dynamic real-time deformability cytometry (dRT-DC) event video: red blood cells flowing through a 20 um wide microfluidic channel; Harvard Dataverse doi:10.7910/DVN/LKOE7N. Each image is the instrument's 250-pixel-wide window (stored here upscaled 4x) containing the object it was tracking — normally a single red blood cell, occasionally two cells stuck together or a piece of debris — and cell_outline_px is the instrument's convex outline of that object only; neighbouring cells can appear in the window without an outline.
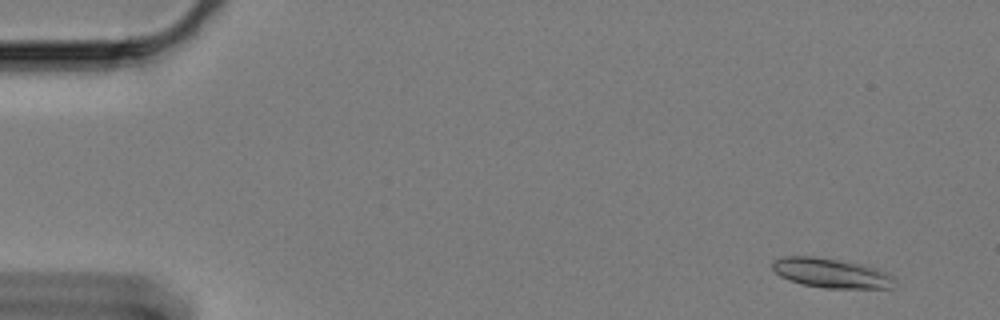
{"species": "Egyptian fruit bat (a non-hibernating species)", "species_latin": "Rousettus aegyptiacus", "temperature_condition": "cold", "stored_images_in_passage": 60, "camera_frame_rate_fps": 3000, "um_per_image_px": 0.085, "animal": {"sex": "female"}, "frame": {"image": 1, "passage_image": 4, "time_ms": 1.0, "image_size_px": [1000, 320], "cell_outline_px": [[896, 280], [892, 288], [824, 288], [804, 284], [788, 280], [780, 276], [772, 268], [772, 264], [776, 260], [784, 256], [812, 256], [860, 264], [876, 268], [892, 276]], "centroid_in_image_um": [70.65, 23.22], "position_along_channel_um": 14.4, "area_um2": 20.75}}
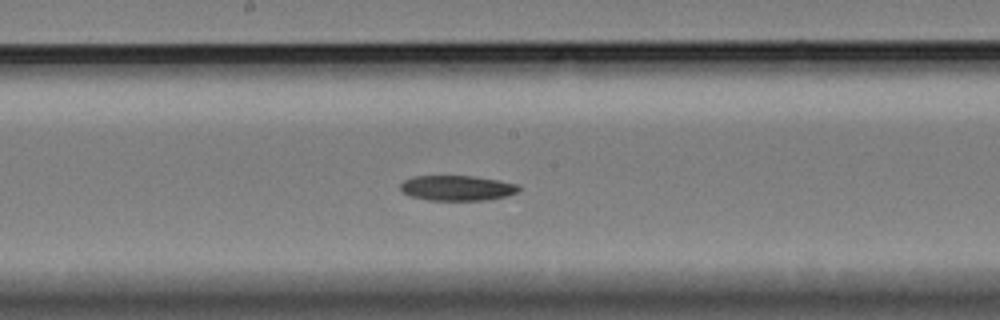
{"frame": {"image": 2, "passage_image": 32, "time_ms": 10.333, "image_size_px": [1000, 320], "cell_outline_px": [[520, 192], [504, 196], [484, 200], [428, 200], [408, 196], [400, 188], [400, 184], [404, 180], [416, 176], [472, 176], [500, 180], [516, 184], [520, 188]], "centroid_in_image_um": [38.84, 15.98], "position_along_channel_um": 209.4, "area_um2": 17.34}}
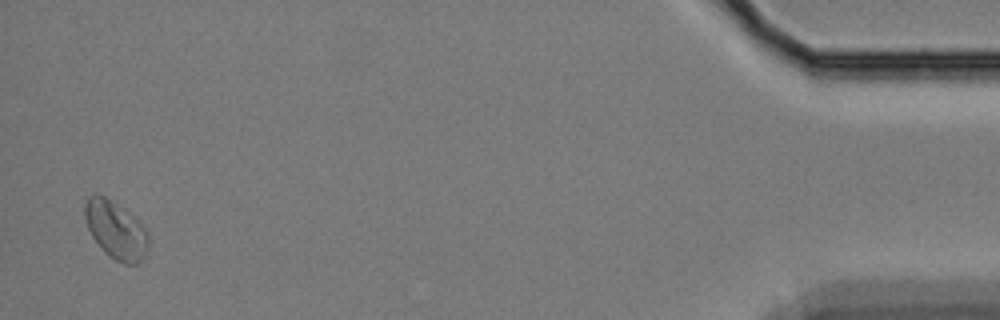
{"frame": {"image": 3, "passage_image": 59, "time_ms": 19.333, "image_size_px": [1000, 320], "cell_outline_px": [[148, 248], [144, 256], [136, 264], [124, 264], [116, 260], [104, 252], [92, 236], [88, 228], [84, 216], [84, 204], [88, 196], [104, 196], [136, 220], [148, 232]], "centroid_in_image_um": [9.82, 19.59], "position_along_channel_um": 425.4, "area_um2": 20.69}, "authors_computed_cell_mechanics": {"area_um2": 18.8428, "velocity_mm_per_s": 3.3017, "shape_relaxation_time_tau1_ms": 3.7998, "shape_relaxation_time_tau2_ms": null, "deformation_change_tau1": 0.0722, "deformation_change_tau2": null}}